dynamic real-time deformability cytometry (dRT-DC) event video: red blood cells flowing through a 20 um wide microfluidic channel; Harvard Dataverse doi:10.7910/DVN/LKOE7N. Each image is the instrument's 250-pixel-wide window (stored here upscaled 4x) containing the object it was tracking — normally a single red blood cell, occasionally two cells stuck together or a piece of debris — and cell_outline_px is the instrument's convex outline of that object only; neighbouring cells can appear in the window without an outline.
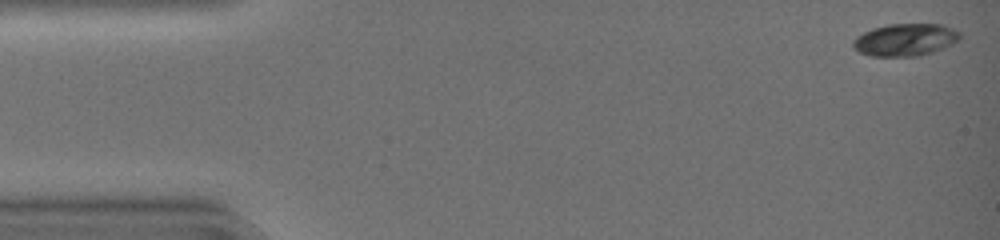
{"species": "common noctule bat (a hibernating species)", "species_latin": "Nyctalus noctula", "temperature_condition": "warm", "stored_images_in_passage": 34, "camera_frame_rate_fps": 3000, "um_per_image_px": 0.085, "animal": {"sex": "female", "body_mass_g": 19.0, "forearm_length_mm": 51.5}, "frame": {"image": 1, "passage_image": 1, "time_ms": 0.0, "image_size_px": [1000, 240], "cell_outline_px": [[960, 36], [952, 44], [944, 48], [920, 56], [872, 56], [860, 52], [852, 44], [852, 40], [856, 36], [872, 28], [888, 24], [940, 24], [952, 28], [960, 32]], "centroid_in_image_um": [76.93, 3.37], "position_along_channel_um": 8.1, "area_um2": 20.06}}
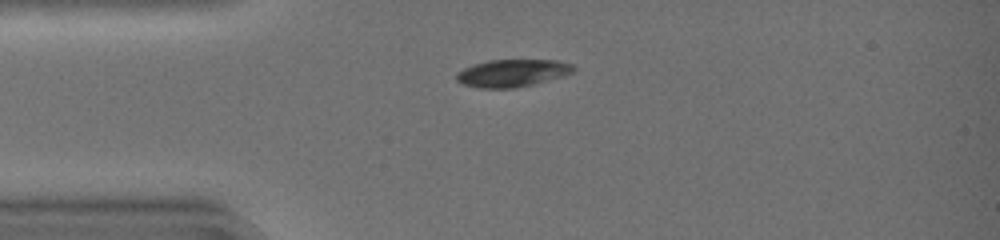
{"frame": {"image": 2, "passage_image": 11, "time_ms": 3.333, "image_size_px": [1000, 240], "cell_outline_px": [[576, 68], [572, 72], [564, 76], [516, 88], [480, 88], [464, 84], [456, 80], [456, 72], [464, 68], [488, 60], [556, 60], [572, 64]], "centroid_in_image_um": [43.55, 6.21], "position_along_channel_um": 41.4, "area_um2": 18.61}}